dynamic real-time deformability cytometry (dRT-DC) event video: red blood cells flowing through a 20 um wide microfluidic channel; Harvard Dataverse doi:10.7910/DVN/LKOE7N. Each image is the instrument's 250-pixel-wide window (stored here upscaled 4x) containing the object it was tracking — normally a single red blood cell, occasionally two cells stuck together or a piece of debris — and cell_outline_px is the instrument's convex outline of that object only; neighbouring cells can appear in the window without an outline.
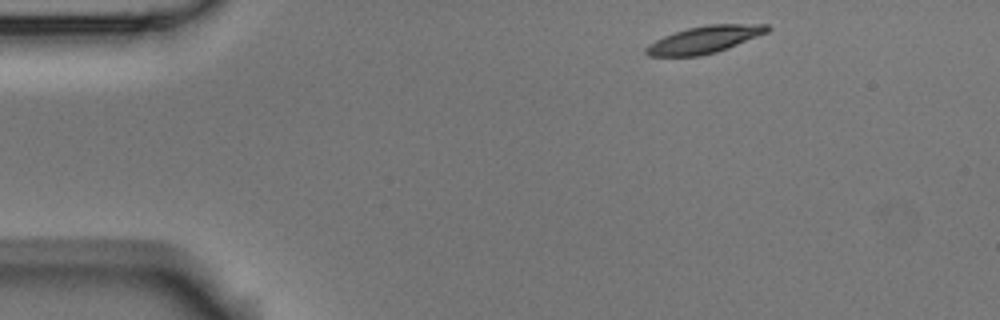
{"species": "Egyptian fruit bat (a non-hibernating species)", "species_latin": "Rousettus aegyptiacus", "temperature_condition": "room temperature", "stored_images_in_passage": 2, "camera_frame_rate_fps": 3000, "um_per_image_px": 0.085, "animal": {"sex": "male"}, "frame": {"image": 1, "passage_image": 1, "time_ms": 0.0, "image_size_px": [1000, 320], "cell_outline_px": [[772, 28], [768, 32], [728, 48], [716, 52], [700, 56], [648, 56], [644, 52], [644, 48], [648, 44], [664, 36], [688, 28], [708, 24], [768, 24]], "centroid_in_image_um": [59.88, 3.36], "position_along_channel_um": 25.1, "area_um2": 19.19}}